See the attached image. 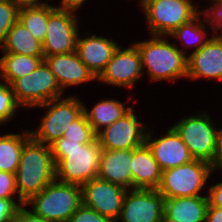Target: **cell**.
Returning a JSON list of instances; mask_svg holds the SVG:
<instances>
[{"label": "cell", "mask_w": 222, "mask_h": 222, "mask_svg": "<svg viewBox=\"0 0 222 222\" xmlns=\"http://www.w3.org/2000/svg\"><path fill=\"white\" fill-rule=\"evenodd\" d=\"M55 162V180L82 186L97 177L102 148L97 138L82 144L61 137L51 145Z\"/></svg>", "instance_id": "6da1fadb"}, {"label": "cell", "mask_w": 222, "mask_h": 222, "mask_svg": "<svg viewBox=\"0 0 222 222\" xmlns=\"http://www.w3.org/2000/svg\"><path fill=\"white\" fill-rule=\"evenodd\" d=\"M18 200L27 202L55 180V162L51 147L32 137L24 144L15 172Z\"/></svg>", "instance_id": "7a4b0ae2"}, {"label": "cell", "mask_w": 222, "mask_h": 222, "mask_svg": "<svg viewBox=\"0 0 222 222\" xmlns=\"http://www.w3.org/2000/svg\"><path fill=\"white\" fill-rule=\"evenodd\" d=\"M151 37L134 43L141 55L143 73L147 70L152 82L187 77V53L162 36Z\"/></svg>", "instance_id": "3957f363"}, {"label": "cell", "mask_w": 222, "mask_h": 222, "mask_svg": "<svg viewBox=\"0 0 222 222\" xmlns=\"http://www.w3.org/2000/svg\"><path fill=\"white\" fill-rule=\"evenodd\" d=\"M82 204V188L77 184L54 180L40 193L32 196L25 206L32 212L53 222H68L71 215Z\"/></svg>", "instance_id": "277c9868"}, {"label": "cell", "mask_w": 222, "mask_h": 222, "mask_svg": "<svg viewBox=\"0 0 222 222\" xmlns=\"http://www.w3.org/2000/svg\"><path fill=\"white\" fill-rule=\"evenodd\" d=\"M139 3L151 36L164 38L201 12L192 0H140Z\"/></svg>", "instance_id": "5b68a950"}, {"label": "cell", "mask_w": 222, "mask_h": 222, "mask_svg": "<svg viewBox=\"0 0 222 222\" xmlns=\"http://www.w3.org/2000/svg\"><path fill=\"white\" fill-rule=\"evenodd\" d=\"M211 173V164L194 159L190 163L162 171L157 190L165 198L200 196Z\"/></svg>", "instance_id": "8992f818"}, {"label": "cell", "mask_w": 222, "mask_h": 222, "mask_svg": "<svg viewBox=\"0 0 222 222\" xmlns=\"http://www.w3.org/2000/svg\"><path fill=\"white\" fill-rule=\"evenodd\" d=\"M37 107L48 108L37 129H31V137L45 145H51L63 137V132L84 111V104L77 96L59 97Z\"/></svg>", "instance_id": "52a82bcc"}, {"label": "cell", "mask_w": 222, "mask_h": 222, "mask_svg": "<svg viewBox=\"0 0 222 222\" xmlns=\"http://www.w3.org/2000/svg\"><path fill=\"white\" fill-rule=\"evenodd\" d=\"M172 127L186 144L193 159L212 164L219 128L215 127L207 112L186 116Z\"/></svg>", "instance_id": "ba28073f"}, {"label": "cell", "mask_w": 222, "mask_h": 222, "mask_svg": "<svg viewBox=\"0 0 222 222\" xmlns=\"http://www.w3.org/2000/svg\"><path fill=\"white\" fill-rule=\"evenodd\" d=\"M10 85L16 102L25 108H35L64 94L45 61L31 74L15 79Z\"/></svg>", "instance_id": "9c48e42d"}, {"label": "cell", "mask_w": 222, "mask_h": 222, "mask_svg": "<svg viewBox=\"0 0 222 222\" xmlns=\"http://www.w3.org/2000/svg\"><path fill=\"white\" fill-rule=\"evenodd\" d=\"M75 10L57 7L48 17L47 33L42 42L43 55L64 54L76 51L78 15Z\"/></svg>", "instance_id": "30bf717a"}, {"label": "cell", "mask_w": 222, "mask_h": 222, "mask_svg": "<svg viewBox=\"0 0 222 222\" xmlns=\"http://www.w3.org/2000/svg\"><path fill=\"white\" fill-rule=\"evenodd\" d=\"M164 208L165 197L157 189H128L116 222H164Z\"/></svg>", "instance_id": "8fae6325"}, {"label": "cell", "mask_w": 222, "mask_h": 222, "mask_svg": "<svg viewBox=\"0 0 222 222\" xmlns=\"http://www.w3.org/2000/svg\"><path fill=\"white\" fill-rule=\"evenodd\" d=\"M147 126L137 119L133 107L96 134L102 150L136 149L145 143Z\"/></svg>", "instance_id": "7c38bea8"}, {"label": "cell", "mask_w": 222, "mask_h": 222, "mask_svg": "<svg viewBox=\"0 0 222 222\" xmlns=\"http://www.w3.org/2000/svg\"><path fill=\"white\" fill-rule=\"evenodd\" d=\"M145 75L141 55L135 44L125 49L118 46L97 81L117 87H134L137 79Z\"/></svg>", "instance_id": "4fadbf2b"}, {"label": "cell", "mask_w": 222, "mask_h": 222, "mask_svg": "<svg viewBox=\"0 0 222 222\" xmlns=\"http://www.w3.org/2000/svg\"><path fill=\"white\" fill-rule=\"evenodd\" d=\"M81 188L84 205L117 221L128 189L99 177L86 182Z\"/></svg>", "instance_id": "5bb4252c"}, {"label": "cell", "mask_w": 222, "mask_h": 222, "mask_svg": "<svg viewBox=\"0 0 222 222\" xmlns=\"http://www.w3.org/2000/svg\"><path fill=\"white\" fill-rule=\"evenodd\" d=\"M151 133V130L146 132L145 144L151 150L162 171L194 160L186 144L173 127H170L165 135L155 140H152L154 138Z\"/></svg>", "instance_id": "9a60e30c"}, {"label": "cell", "mask_w": 222, "mask_h": 222, "mask_svg": "<svg viewBox=\"0 0 222 222\" xmlns=\"http://www.w3.org/2000/svg\"><path fill=\"white\" fill-rule=\"evenodd\" d=\"M222 81V38L210 39L196 52L187 55V79Z\"/></svg>", "instance_id": "2e32d148"}, {"label": "cell", "mask_w": 222, "mask_h": 222, "mask_svg": "<svg viewBox=\"0 0 222 222\" xmlns=\"http://www.w3.org/2000/svg\"><path fill=\"white\" fill-rule=\"evenodd\" d=\"M44 61L50 67L63 91L69 86L81 85L97 79L81 61L76 51L46 56Z\"/></svg>", "instance_id": "e0dca14e"}, {"label": "cell", "mask_w": 222, "mask_h": 222, "mask_svg": "<svg viewBox=\"0 0 222 222\" xmlns=\"http://www.w3.org/2000/svg\"><path fill=\"white\" fill-rule=\"evenodd\" d=\"M85 34L84 38L78 35L76 52L81 61L89 68L94 76L98 78L119 45L112 39H108V37L97 35L88 36V32Z\"/></svg>", "instance_id": "ac0fdd59"}, {"label": "cell", "mask_w": 222, "mask_h": 222, "mask_svg": "<svg viewBox=\"0 0 222 222\" xmlns=\"http://www.w3.org/2000/svg\"><path fill=\"white\" fill-rule=\"evenodd\" d=\"M131 160L132 149L102 150L97 177L132 189Z\"/></svg>", "instance_id": "d6986e66"}, {"label": "cell", "mask_w": 222, "mask_h": 222, "mask_svg": "<svg viewBox=\"0 0 222 222\" xmlns=\"http://www.w3.org/2000/svg\"><path fill=\"white\" fill-rule=\"evenodd\" d=\"M130 170L132 189H157L160 186L162 170L145 143L132 149Z\"/></svg>", "instance_id": "ffe728a7"}, {"label": "cell", "mask_w": 222, "mask_h": 222, "mask_svg": "<svg viewBox=\"0 0 222 222\" xmlns=\"http://www.w3.org/2000/svg\"><path fill=\"white\" fill-rule=\"evenodd\" d=\"M207 196L165 198L164 222H206Z\"/></svg>", "instance_id": "44dd1931"}, {"label": "cell", "mask_w": 222, "mask_h": 222, "mask_svg": "<svg viewBox=\"0 0 222 222\" xmlns=\"http://www.w3.org/2000/svg\"><path fill=\"white\" fill-rule=\"evenodd\" d=\"M1 49L3 53L44 56L42 42L37 40L20 21L10 28Z\"/></svg>", "instance_id": "7402d4cb"}, {"label": "cell", "mask_w": 222, "mask_h": 222, "mask_svg": "<svg viewBox=\"0 0 222 222\" xmlns=\"http://www.w3.org/2000/svg\"><path fill=\"white\" fill-rule=\"evenodd\" d=\"M132 106L125 107L123 102L115 99H102L92 107V110L84 105V113L88 122L92 126L94 132L97 134L103 128L111 125L116 120L126 114Z\"/></svg>", "instance_id": "603a6c76"}, {"label": "cell", "mask_w": 222, "mask_h": 222, "mask_svg": "<svg viewBox=\"0 0 222 222\" xmlns=\"http://www.w3.org/2000/svg\"><path fill=\"white\" fill-rule=\"evenodd\" d=\"M43 61L44 56L4 53L0 57V77L10 85L15 79L31 74Z\"/></svg>", "instance_id": "cb8c5ba5"}, {"label": "cell", "mask_w": 222, "mask_h": 222, "mask_svg": "<svg viewBox=\"0 0 222 222\" xmlns=\"http://www.w3.org/2000/svg\"><path fill=\"white\" fill-rule=\"evenodd\" d=\"M31 138L30 131L0 136V171L14 173L18 169L24 144Z\"/></svg>", "instance_id": "d4e9b609"}, {"label": "cell", "mask_w": 222, "mask_h": 222, "mask_svg": "<svg viewBox=\"0 0 222 222\" xmlns=\"http://www.w3.org/2000/svg\"><path fill=\"white\" fill-rule=\"evenodd\" d=\"M57 6L42 2L36 6L19 8L18 21L40 42H43L47 33L49 15Z\"/></svg>", "instance_id": "484cf974"}, {"label": "cell", "mask_w": 222, "mask_h": 222, "mask_svg": "<svg viewBox=\"0 0 222 222\" xmlns=\"http://www.w3.org/2000/svg\"><path fill=\"white\" fill-rule=\"evenodd\" d=\"M206 17L201 21L200 15ZM204 21V22H203ZM199 22V23H198ZM209 24L208 17L206 16L205 12L202 10L195 18L191 21L182 24L180 27L175 29L169 36L179 39L182 42V45L187 48L189 47H196L193 52L198 51L210 38H206L207 34L205 30L204 24Z\"/></svg>", "instance_id": "4316f807"}, {"label": "cell", "mask_w": 222, "mask_h": 222, "mask_svg": "<svg viewBox=\"0 0 222 222\" xmlns=\"http://www.w3.org/2000/svg\"><path fill=\"white\" fill-rule=\"evenodd\" d=\"M63 137L69 140L78 141L82 144L92 143L96 139V133L83 112L63 132Z\"/></svg>", "instance_id": "83f0119b"}, {"label": "cell", "mask_w": 222, "mask_h": 222, "mask_svg": "<svg viewBox=\"0 0 222 222\" xmlns=\"http://www.w3.org/2000/svg\"><path fill=\"white\" fill-rule=\"evenodd\" d=\"M20 108L15 100L11 85L0 81V126L11 120Z\"/></svg>", "instance_id": "f1b7e54d"}, {"label": "cell", "mask_w": 222, "mask_h": 222, "mask_svg": "<svg viewBox=\"0 0 222 222\" xmlns=\"http://www.w3.org/2000/svg\"><path fill=\"white\" fill-rule=\"evenodd\" d=\"M19 8L10 0H0V45L6 40L10 28L18 21Z\"/></svg>", "instance_id": "f546056e"}, {"label": "cell", "mask_w": 222, "mask_h": 222, "mask_svg": "<svg viewBox=\"0 0 222 222\" xmlns=\"http://www.w3.org/2000/svg\"><path fill=\"white\" fill-rule=\"evenodd\" d=\"M68 222H115L114 220L99 214L97 211L87 207L83 203L71 215Z\"/></svg>", "instance_id": "4dcf8cb0"}, {"label": "cell", "mask_w": 222, "mask_h": 222, "mask_svg": "<svg viewBox=\"0 0 222 222\" xmlns=\"http://www.w3.org/2000/svg\"><path fill=\"white\" fill-rule=\"evenodd\" d=\"M210 9H204L203 11L205 12L206 16L208 17L209 20V30L212 29L211 31L214 32L212 37L215 38H222V34H215V32L219 29L222 31V0L215 2ZM211 12V13H210Z\"/></svg>", "instance_id": "1f68e13d"}, {"label": "cell", "mask_w": 222, "mask_h": 222, "mask_svg": "<svg viewBox=\"0 0 222 222\" xmlns=\"http://www.w3.org/2000/svg\"><path fill=\"white\" fill-rule=\"evenodd\" d=\"M17 194L16 179L14 173L0 171V198L15 199Z\"/></svg>", "instance_id": "d6a6232c"}, {"label": "cell", "mask_w": 222, "mask_h": 222, "mask_svg": "<svg viewBox=\"0 0 222 222\" xmlns=\"http://www.w3.org/2000/svg\"><path fill=\"white\" fill-rule=\"evenodd\" d=\"M22 205L24 203L21 200L0 198V222H13L18 208Z\"/></svg>", "instance_id": "836d02e7"}, {"label": "cell", "mask_w": 222, "mask_h": 222, "mask_svg": "<svg viewBox=\"0 0 222 222\" xmlns=\"http://www.w3.org/2000/svg\"><path fill=\"white\" fill-rule=\"evenodd\" d=\"M26 206L22 205L18 208L13 222H53L35 215L32 211L25 209Z\"/></svg>", "instance_id": "e575fe53"}, {"label": "cell", "mask_w": 222, "mask_h": 222, "mask_svg": "<svg viewBox=\"0 0 222 222\" xmlns=\"http://www.w3.org/2000/svg\"><path fill=\"white\" fill-rule=\"evenodd\" d=\"M208 189V203L212 207L222 208V181L211 185Z\"/></svg>", "instance_id": "d590c367"}, {"label": "cell", "mask_w": 222, "mask_h": 222, "mask_svg": "<svg viewBox=\"0 0 222 222\" xmlns=\"http://www.w3.org/2000/svg\"><path fill=\"white\" fill-rule=\"evenodd\" d=\"M211 166L213 171L222 170V128L218 130L216 151Z\"/></svg>", "instance_id": "8d00e7d4"}, {"label": "cell", "mask_w": 222, "mask_h": 222, "mask_svg": "<svg viewBox=\"0 0 222 222\" xmlns=\"http://www.w3.org/2000/svg\"><path fill=\"white\" fill-rule=\"evenodd\" d=\"M206 222H222V208L208 206Z\"/></svg>", "instance_id": "74e56055"}, {"label": "cell", "mask_w": 222, "mask_h": 222, "mask_svg": "<svg viewBox=\"0 0 222 222\" xmlns=\"http://www.w3.org/2000/svg\"><path fill=\"white\" fill-rule=\"evenodd\" d=\"M85 0H61L60 5L57 7L63 9H71V10H80V7L83 5Z\"/></svg>", "instance_id": "f35d334b"}, {"label": "cell", "mask_w": 222, "mask_h": 222, "mask_svg": "<svg viewBox=\"0 0 222 222\" xmlns=\"http://www.w3.org/2000/svg\"><path fill=\"white\" fill-rule=\"evenodd\" d=\"M10 1L18 8L36 6L44 2L42 0L41 2L40 0H10Z\"/></svg>", "instance_id": "ab89813d"}, {"label": "cell", "mask_w": 222, "mask_h": 222, "mask_svg": "<svg viewBox=\"0 0 222 222\" xmlns=\"http://www.w3.org/2000/svg\"><path fill=\"white\" fill-rule=\"evenodd\" d=\"M209 1H211L212 3L210 6H212L215 2L220 1V0H209Z\"/></svg>", "instance_id": "60d3db41"}]
</instances>
